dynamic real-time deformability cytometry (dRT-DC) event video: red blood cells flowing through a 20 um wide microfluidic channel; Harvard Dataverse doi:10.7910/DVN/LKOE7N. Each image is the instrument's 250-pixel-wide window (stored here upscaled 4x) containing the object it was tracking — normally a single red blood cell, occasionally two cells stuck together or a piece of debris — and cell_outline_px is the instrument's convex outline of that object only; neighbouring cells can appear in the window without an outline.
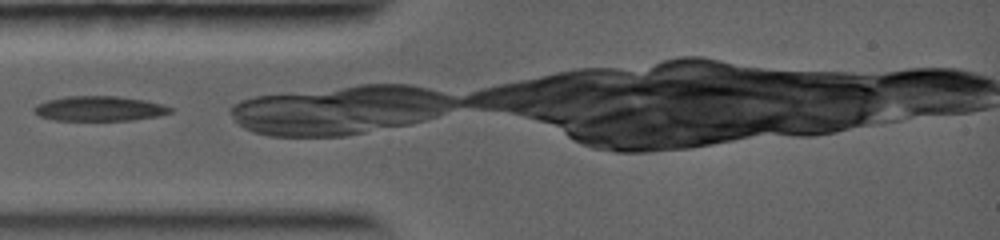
{"species": "common noctule bat (a hibernating species)", "species_latin": "Nyctalus noctula", "temperature_condition": "warm", "stored_images_in_passage": 19, "camera_frame_rate_fps": 5000, "um_per_image_px": 0.085, "animal": {"sex": "female", "body_mass_g": 19.0, "forearm_length_mm": 56.7}, "frame": {"image": 1, "passage_image": 1, "time_ms": 0.0, "image_size_px": [1000, 240], "cell_outline_px": [[172, 112], [160, 116], [132, 120], [52, 120], [40, 116], [32, 108], [36, 104], [48, 100], [64, 96], [116, 96], [144, 100], [164, 104], [172, 108]], "centroid_in_image_um": [8.47, 9.23], "position_along_channel_um": 76.5, "area_um2": 19.83}}